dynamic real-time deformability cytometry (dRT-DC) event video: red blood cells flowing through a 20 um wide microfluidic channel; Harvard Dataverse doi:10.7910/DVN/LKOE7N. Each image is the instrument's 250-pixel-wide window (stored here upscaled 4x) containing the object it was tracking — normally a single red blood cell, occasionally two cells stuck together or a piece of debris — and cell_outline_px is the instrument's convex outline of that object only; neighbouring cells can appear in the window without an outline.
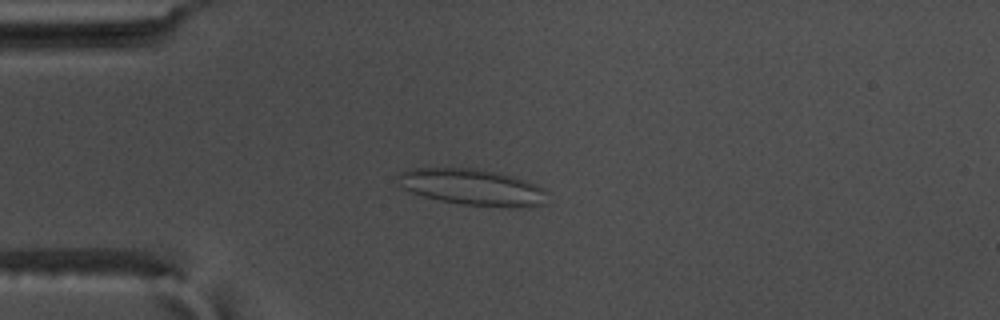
{"species": "common noctule bat (a hibernating species)", "species_latin": "Nyctalus noctula", "temperature_condition": "warm", "stored_images_in_passage": 56, "camera_frame_rate_fps": 3000, "um_per_image_px": 0.085, "animal": {"sex": "male", "body_mass_g": 17.5, "forearm_length_mm": 52.3}, "frame": {"image": 1, "passage_image": 15, "time_ms": 4.667, "image_size_px": [1000, 320], "cell_outline_px": [[548, 204], [528, 208], [504, 208], [460, 204], [440, 200], [424, 196], [400, 188], [396, 184], [396, 176], [400, 172], [412, 168], [472, 168], [496, 172], [512, 176], [536, 184], [544, 188]], "centroid_in_image_um": [40.16, 15.93], "position_along_channel_um": 44.8, "area_um2": 32.25}}
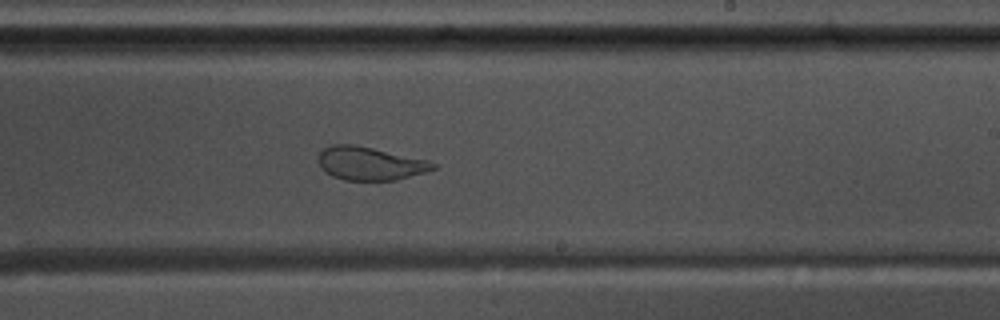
{"frame": {"image": 2, "passage_image": 34, "time_ms": 11.0, "image_size_px": [1000, 320], "cell_outline_px": [[436, 168], [424, 172], [396, 180], [344, 180], [332, 176], [324, 172], [320, 168], [320, 152], [324, 148], [332, 144], [356, 144], [428, 160], [436, 164]], "centroid_in_image_um": [31.43, 13.89], "position_along_channel_um": 257.6, "area_um2": 22.2}}
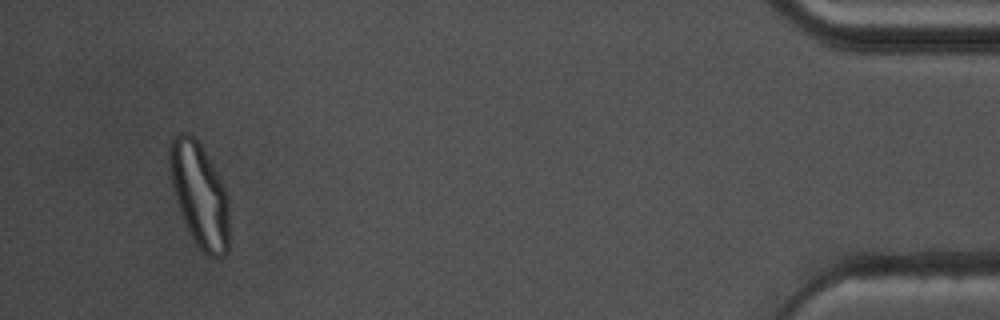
{"frame": {"image": 3, "passage_image": 53, "time_ms": 17.333, "image_size_px": [1000, 320], "cell_outline_px": [[228, 252], [224, 256], [216, 260], [208, 256], [196, 244], [180, 212], [168, 164], [168, 148], [172, 136], [180, 132], [188, 132], [200, 144], [224, 184], [228, 196]], "centroid_in_image_um": [16.97, 16.55], "position_along_channel_um": 418.2, "area_um2": 36.13}}